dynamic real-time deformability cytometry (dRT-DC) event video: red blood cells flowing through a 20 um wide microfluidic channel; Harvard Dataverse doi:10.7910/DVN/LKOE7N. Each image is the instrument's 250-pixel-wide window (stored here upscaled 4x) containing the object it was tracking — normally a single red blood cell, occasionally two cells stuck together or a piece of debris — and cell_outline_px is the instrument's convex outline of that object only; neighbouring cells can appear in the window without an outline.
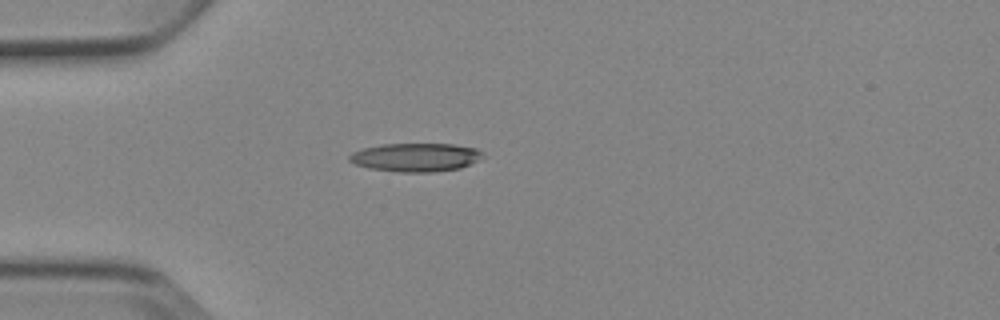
{"species": "Egyptian fruit bat (a non-hibernating species)", "species_latin": "Rousettus aegyptiacus", "temperature_condition": "cold", "stored_images_in_passage": 4, "camera_frame_rate_fps": 3000, "um_per_image_px": 0.085, "animal": {"sex": "female"}, "frame": {"image": 1, "passage_image": 4, "time_ms": 3.333, "image_size_px": [1000, 320], "cell_outline_px": [[484, 156], [460, 168], [432, 172], [400, 172], [368, 168], [356, 164], [348, 160], [348, 156], [352, 152], [364, 148], [380, 144], [452, 144], [476, 148], [484, 152]], "centroid_in_image_um": [35.31, 13.36], "position_along_channel_um": 49.7, "area_um2": 22.08}}